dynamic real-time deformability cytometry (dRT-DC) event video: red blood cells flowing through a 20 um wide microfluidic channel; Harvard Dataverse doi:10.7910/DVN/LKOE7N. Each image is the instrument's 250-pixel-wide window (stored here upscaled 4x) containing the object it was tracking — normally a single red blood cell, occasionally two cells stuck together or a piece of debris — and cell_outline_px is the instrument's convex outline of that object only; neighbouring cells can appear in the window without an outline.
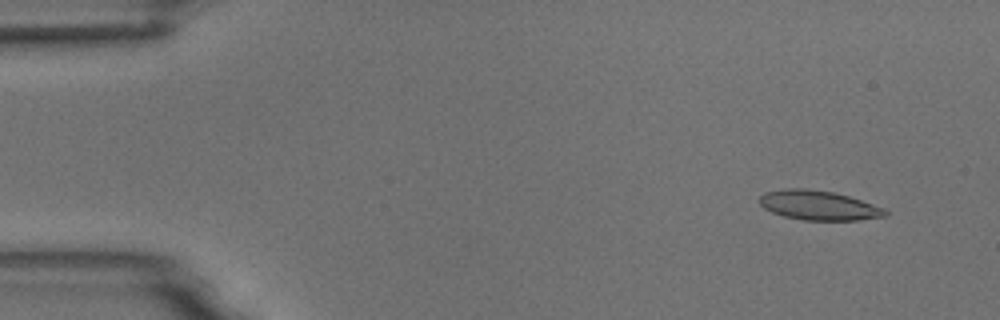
{"species": "common noctule bat (a hibernating species)", "species_latin": "Nyctalus noctula", "temperature_condition": "room temperature", "stored_images_in_passage": 5, "camera_frame_rate_fps": 3000, "um_per_image_px": 0.085, "animal": {"sex": "male", "body_mass_g": 18.8}, "frame": {"image": 1, "passage_image": 2, "time_ms": 1.0, "image_size_px": [1000, 320], "cell_outline_px": [[888, 216], [860, 220], [804, 220], [784, 216], [772, 212], [764, 208], [760, 204], [760, 196], [764, 192], [788, 188], [804, 188], [832, 192], [848, 196], [884, 208], [888, 212]], "centroid_in_image_um": [69.59, 17.46], "position_along_channel_um": 15.4, "area_um2": 21.5}}
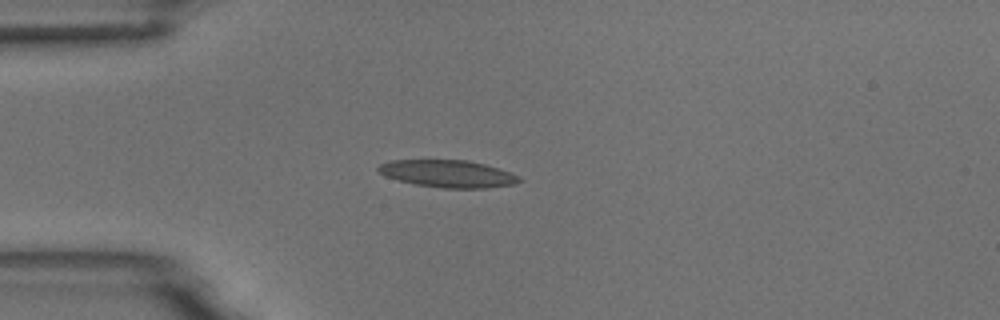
{"frame": {"image": 2, "passage_image": 5, "time_ms": 4.333, "image_size_px": [1000, 320], "cell_outline_px": [[524, 180], [516, 184], [484, 188], [444, 188], [416, 184], [384, 176], [376, 168], [380, 164], [392, 160], [468, 160], [484, 164], [520, 176]], "centroid_in_image_um": [38.09, 14.76], "position_along_channel_um": 46.9, "area_um2": 22.25}}